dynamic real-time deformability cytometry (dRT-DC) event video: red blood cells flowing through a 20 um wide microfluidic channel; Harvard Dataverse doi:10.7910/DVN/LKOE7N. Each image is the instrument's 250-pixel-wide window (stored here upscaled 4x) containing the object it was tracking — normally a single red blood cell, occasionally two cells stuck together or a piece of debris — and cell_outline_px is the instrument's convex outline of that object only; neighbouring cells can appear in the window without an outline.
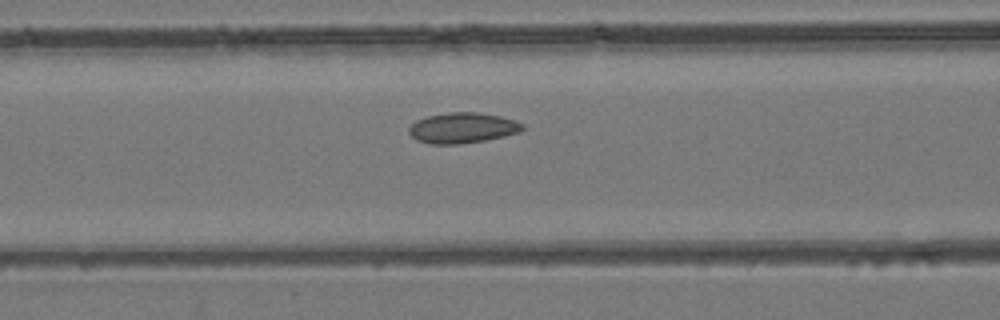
{"species": "common noctule bat (a hibernating species)", "species_latin": "Nyctalus noctula", "temperature_condition": "room temperature", "stored_images_in_passage": 46, "camera_frame_rate_fps": 3000, "um_per_image_px": 0.085, "animal": {"sex": "female", "body_mass_g": 24.6, "forearm_length_mm": 56.2}, "frame": {"image": 1, "passage_image": 17, "time_ms": 5.333, "image_size_px": [1000, 320], "cell_outline_px": [[524, 128], [520, 132], [504, 136], [484, 140], [460, 144], [432, 144], [416, 140], [408, 132], [408, 128], [416, 120], [428, 116], [448, 112], [476, 112], [500, 116], [516, 120], [524, 124]], "centroid_in_image_um": [39.32, 10.87], "position_along_channel_um": 127.3, "area_um2": 20.23}}
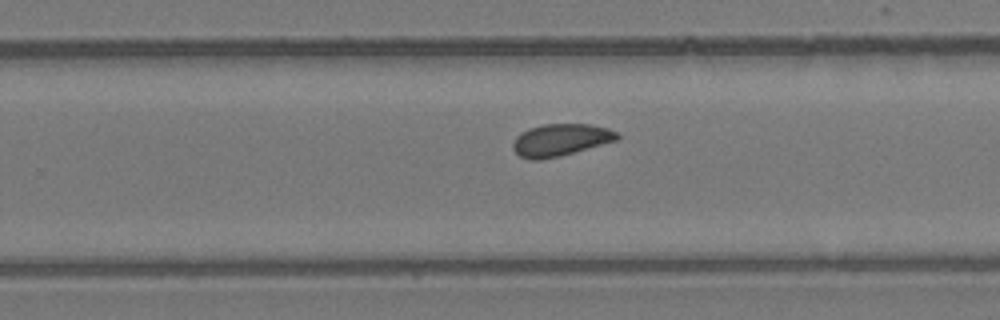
{"frame": {"image": 2, "passage_image": 28, "time_ms": 9.0, "image_size_px": [1000, 320], "cell_outline_px": [[620, 136], [616, 140], [560, 156], [540, 160], [532, 160], [520, 156], [512, 148], [512, 144], [516, 136], [520, 132], [528, 128], [544, 124], [592, 124], [608, 128], [616, 132]], "centroid_in_image_um": [47.61, 11.89], "position_along_channel_um": 282.2, "area_um2": 19.48}}
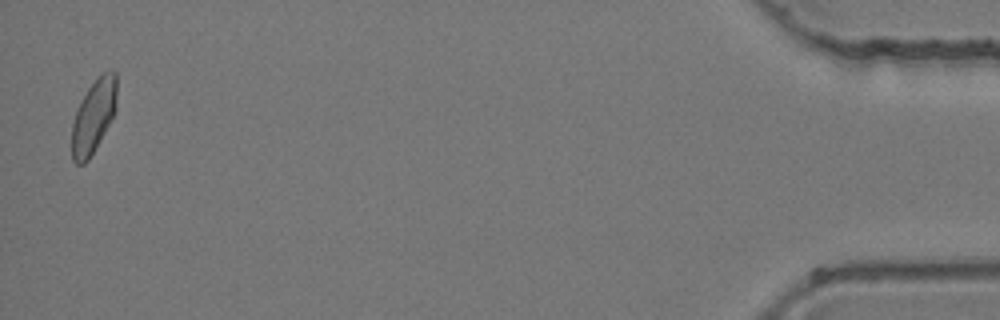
{"frame": {"image": 3, "passage_image": 45, "time_ms": 14.667, "image_size_px": [1000, 320], "cell_outline_px": [[116, 108], [104, 132], [88, 160], [84, 164], [76, 164], [72, 160], [72, 124], [76, 112], [88, 88], [104, 72], [116, 72]], "centroid_in_image_um": [7.94, 9.92], "position_along_channel_um": 427.3, "area_um2": 18.55}}